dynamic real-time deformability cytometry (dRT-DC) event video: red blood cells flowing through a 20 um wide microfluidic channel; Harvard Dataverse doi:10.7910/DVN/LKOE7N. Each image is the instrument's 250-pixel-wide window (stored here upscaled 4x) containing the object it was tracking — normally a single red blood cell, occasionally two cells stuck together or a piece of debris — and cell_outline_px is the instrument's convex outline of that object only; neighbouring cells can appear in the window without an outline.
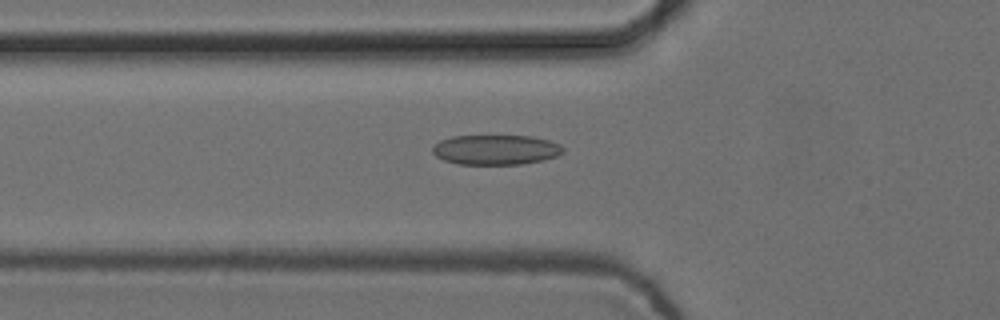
{"species": "common noctule bat (a hibernating species)", "species_latin": "Nyctalus noctula", "temperature_condition": "cold", "stored_images_in_passage": 34, "camera_frame_rate_fps": 3000, "um_per_image_px": 0.085, "animal": {"sex": "female", "body_mass_g": 24.6, "forearm_length_mm": 56.2}, "frame": {"image": 1, "passage_image": 5, "time_ms": 1.333, "image_size_px": [1000, 320], "cell_outline_px": [[564, 152], [556, 156], [544, 160], [520, 164], [460, 164], [444, 160], [436, 156], [432, 152], [432, 148], [440, 140], [452, 136], [532, 136], [548, 140], [560, 144], [564, 148]], "centroid_in_image_um": [42.16, 12.73], "position_along_channel_um": 83.6, "area_um2": 22.72}}
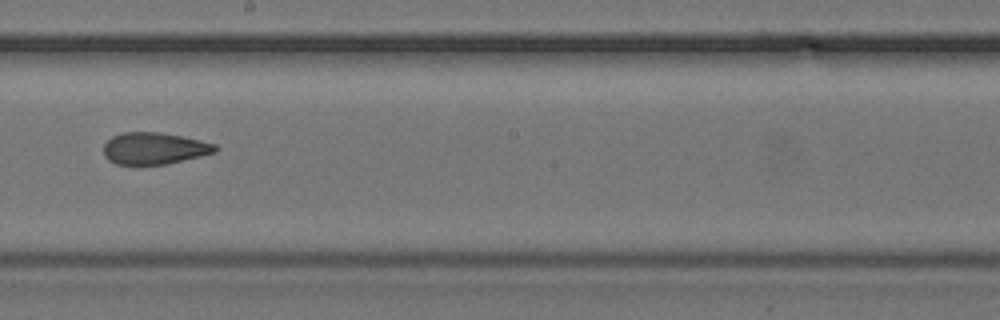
{"frame": {"image": 2, "passage_image": 17, "time_ms": 5.333, "image_size_px": [1000, 320], "cell_outline_px": [[220, 148], [216, 152], [200, 156], [164, 164], [116, 164], [108, 160], [104, 156], [104, 144], [112, 136], [124, 132], [160, 132], [200, 140], [216, 144]], "centroid_in_image_um": [13.11, 12.6], "position_along_channel_um": 235.1, "area_um2": 20.58}}
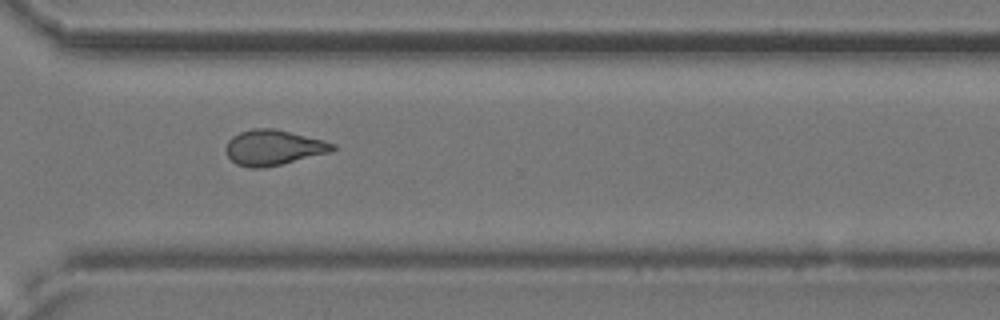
{"frame": {"image": 3, "passage_image": 26, "time_ms": 8.333, "image_size_px": [1000, 320], "cell_outline_px": [[336, 148], [328, 152], [264, 168], [248, 168], [236, 164], [228, 156], [224, 148], [228, 140], [232, 136], [240, 132], [252, 128], [276, 128], [324, 140], [336, 144]], "centroid_in_image_um": [23.19, 12.53], "position_along_channel_um": 347.4, "area_um2": 21.96}, "authors_computed_cell_mechanics": {"area_um2": 21.6461, "velocity_mm_per_s": 3.7618, "shape_relaxation_time_tau1_ms": null, "shape_relaxation_time_tau2_ms": 2.3733, "deformation_change_tau1": null, "deformation_change_tau2": 0.0874}}